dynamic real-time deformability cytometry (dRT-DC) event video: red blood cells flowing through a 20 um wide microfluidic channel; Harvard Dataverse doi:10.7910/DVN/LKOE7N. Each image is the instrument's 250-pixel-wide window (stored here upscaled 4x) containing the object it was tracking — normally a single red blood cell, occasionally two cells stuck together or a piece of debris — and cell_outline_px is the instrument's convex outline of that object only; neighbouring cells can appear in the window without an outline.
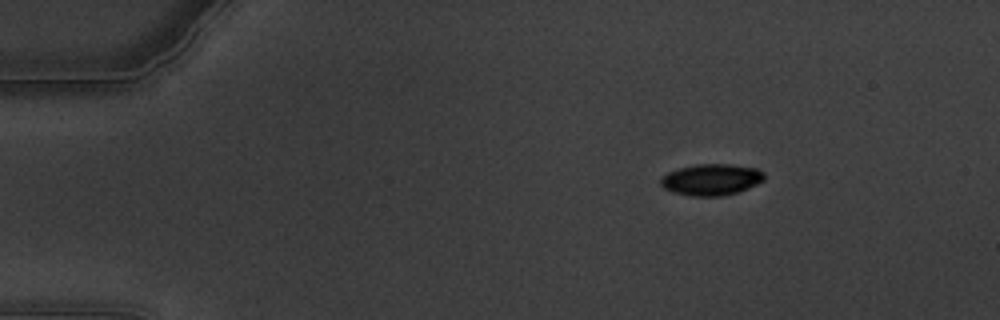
{"species": "common noctule bat (a hibernating species)", "species_latin": "Nyctalus noctula", "temperature_condition": "warm", "stored_images_in_passage": 57, "camera_frame_rate_fps": 3000, "um_per_image_px": 0.085, "animal": {"sex": "male", "body_mass_g": 19.5, "forearm_length_mm": 54.6}, "frame": {"image": 1, "passage_image": 5, "time_ms": 1.333, "image_size_px": [1000, 320], "cell_outline_px": [[764, 180], [748, 188], [736, 192], [720, 196], [688, 196], [672, 192], [664, 188], [660, 184], [660, 180], [668, 172], [680, 168], [696, 164], [728, 164], [756, 168], [764, 172]], "centroid_in_image_um": [60.45, 15.27], "position_along_channel_um": 24.6, "area_um2": 18.84}}
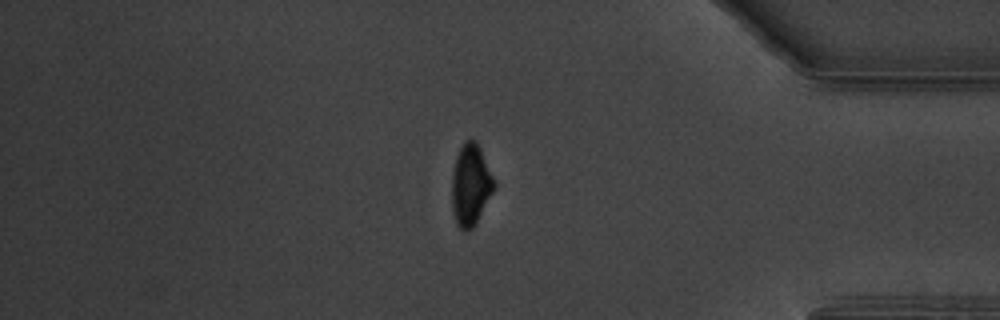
{"frame": {"image": 2, "passage_image": 48, "time_ms": 15.667, "image_size_px": [1000, 320], "cell_outline_px": [[496, 184], [492, 192], [472, 228], [468, 232], [464, 232], [456, 224], [452, 212], [452, 172], [456, 156], [464, 140], [476, 140], [480, 148]], "centroid_in_image_um": [39.97, 15.72], "position_along_channel_um": 395.2, "area_um2": 19.83}}
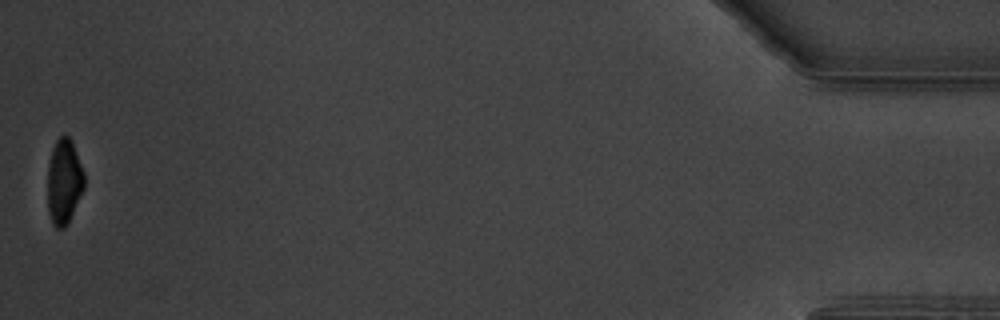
{"frame": {"image": 3, "passage_image": 57, "time_ms": 18.667, "image_size_px": [1000, 320], "cell_outline_px": [[84, 188], [64, 228], [56, 228], [52, 224], [48, 212], [48, 164], [52, 148], [56, 140], [60, 136], [68, 136], [72, 140], [84, 172]], "centroid_in_image_um": [5.43, 15.4], "position_along_channel_um": 429.8, "area_um2": 18.03}, "authors_computed_cell_mechanics": {"area_um2": 19.9988, "velocity_mm_per_s": 3.317, "shape_relaxation_time_tau1_ms": 3.6551, "shape_relaxation_time_tau2_ms": 6.0029, "deformation_change_tau1": 0.151, "deformation_change_tau2": 0.0859}}